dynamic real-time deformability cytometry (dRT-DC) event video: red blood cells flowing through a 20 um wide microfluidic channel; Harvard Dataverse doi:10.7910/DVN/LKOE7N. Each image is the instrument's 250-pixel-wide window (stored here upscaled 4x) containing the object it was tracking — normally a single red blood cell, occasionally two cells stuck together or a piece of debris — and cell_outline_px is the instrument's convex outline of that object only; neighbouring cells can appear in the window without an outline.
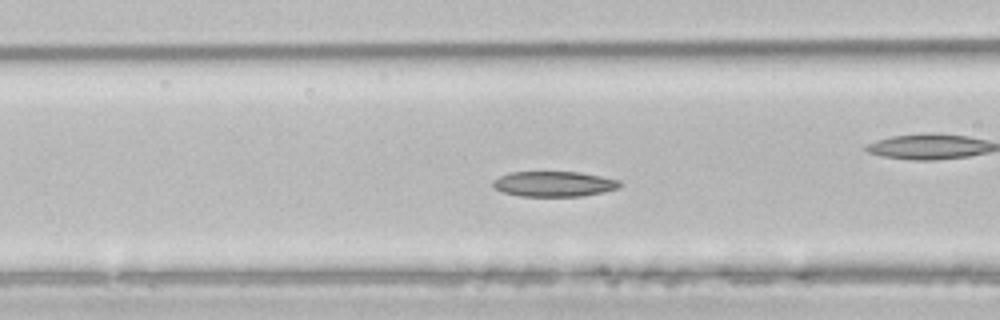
{"species": "common noctule bat (a hibernating species)", "species_latin": "Nyctalus noctula", "temperature_condition": "room temperature", "stored_images_in_passage": 46, "camera_frame_rate_fps": 3000, "um_per_image_px": 0.085, "animal": {"sex": "male", "body_mass_g": 21.5, "forearm_length_mm": 52.0}, "frame": {"image": 1, "passage_image": 14, "time_ms": 4.333, "image_size_px": [1000, 320], "cell_outline_px": [[620, 184], [616, 188], [604, 192], [580, 196], [520, 196], [504, 192], [496, 188], [492, 184], [492, 180], [508, 172], [580, 172], [620, 180]], "centroid_in_image_um": [47.06, 15.63], "position_along_channel_um": 119.5, "area_um2": 18.55}}
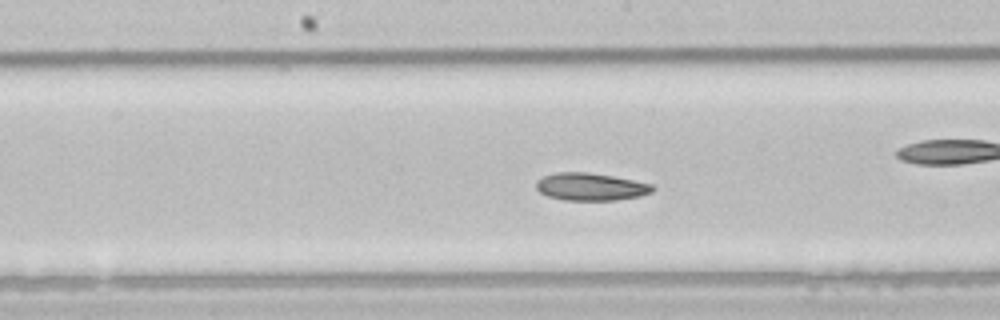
{"frame": {"image": 2, "passage_image": 20, "time_ms": 6.333, "image_size_px": [1000, 320], "cell_outline_px": [[656, 188], [652, 192], [640, 196], [616, 200], [564, 200], [548, 196], [540, 192], [536, 188], [536, 180], [544, 176], [556, 172], [588, 172], [612, 176], [652, 184]], "centroid_in_image_um": [50.2, 15.87], "position_along_channel_um": 198.0, "area_um2": 18.67}, "authors_computed_cell_mechanics": {"area_um2": 20.3456, "velocity_mm_per_s": 3.913, "shape_relaxation_time_tau1_ms": null, "shape_relaxation_time_tau2_ms": 8.3941, "deformation_change_tau1": null, "deformation_change_tau2": 0.1174}}